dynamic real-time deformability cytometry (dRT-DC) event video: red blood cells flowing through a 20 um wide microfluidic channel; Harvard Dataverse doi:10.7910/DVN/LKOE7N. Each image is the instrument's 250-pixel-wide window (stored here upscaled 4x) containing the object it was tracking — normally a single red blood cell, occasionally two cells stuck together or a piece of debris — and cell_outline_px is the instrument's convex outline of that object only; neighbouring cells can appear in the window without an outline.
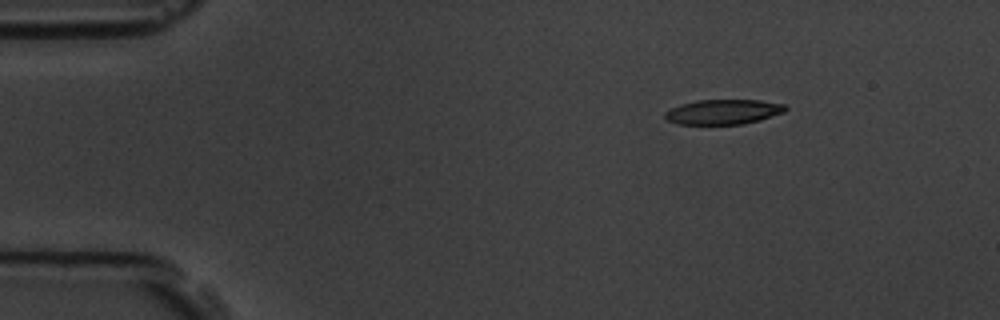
{"species": "common noctule bat (a hibernating species)", "species_latin": "Nyctalus noctula", "temperature_condition": "room temperature", "stored_images_in_passage": 4, "camera_frame_rate_fps": 3000, "um_per_image_px": 0.085, "animal": {"sex": "male", "body_mass_g": 19.5, "forearm_length_mm": 54.6}, "frame": {"image": 1, "passage_image": 1, "time_ms": 0.0, "image_size_px": [1000, 320], "cell_outline_px": [[788, 108], [784, 112], [760, 120], [744, 124], [676, 124], [668, 120], [664, 116], [664, 112], [680, 104], [696, 100], [760, 100], [784, 104]], "centroid_in_image_um": [61.48, 9.51], "position_along_channel_um": 23.5, "area_um2": 17.51}}
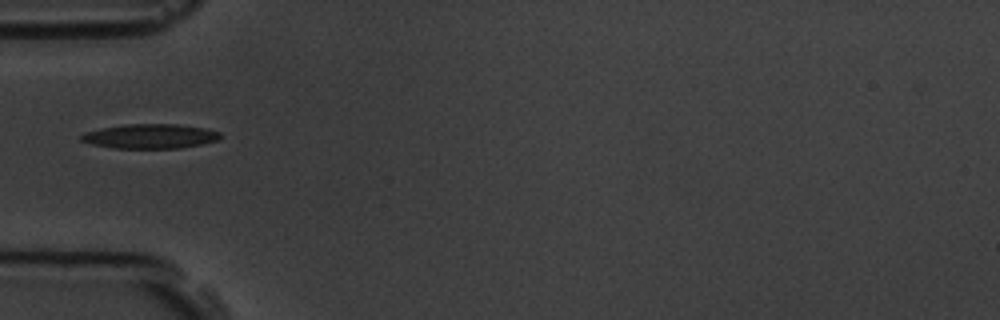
{"frame": {"image": 2, "passage_image": 4, "time_ms": 3.333, "image_size_px": [1000, 320], "cell_outline_px": [[220, 140], [180, 148], [112, 148], [92, 144], [80, 140], [80, 136], [84, 132], [100, 128], [124, 124], [176, 124], [204, 128], [220, 132]], "centroid_in_image_um": [12.73, 11.58], "position_along_channel_um": 72.3, "area_um2": 19.88}}